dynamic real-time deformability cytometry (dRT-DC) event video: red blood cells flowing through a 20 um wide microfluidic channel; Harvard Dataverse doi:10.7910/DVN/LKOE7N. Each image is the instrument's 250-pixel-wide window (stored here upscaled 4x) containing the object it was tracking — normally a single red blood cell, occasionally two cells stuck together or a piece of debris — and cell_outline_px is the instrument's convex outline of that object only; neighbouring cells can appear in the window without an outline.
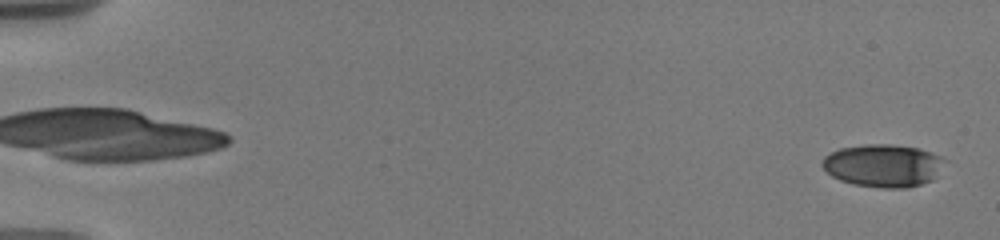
{"species": "human", "species_latin": "Homo sapiens", "temperature_condition": "warm", "stored_images_in_passage": 15, "camera_frame_rate_fps": 3000, "um_per_image_px": 0.085, "donor": {"sex": "male"}, "frame": {"image": 1, "passage_image": 1, "time_ms": 0.0, "image_size_px": [1000, 240], "cell_outline_px": [[948, 160], [932, 180], [908, 188], [880, 188], [852, 184], [840, 180], [832, 176], [820, 164], [824, 156], [840, 148], [864, 144], [892, 144], [920, 148], [940, 156]], "centroid_in_image_um": [75.08, 14.07], "position_along_channel_um": 9.9, "area_um2": 30.75}}
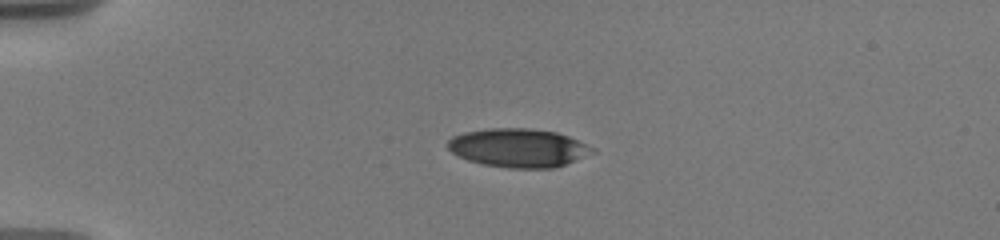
{"frame": {"image": 2, "passage_image": 9, "time_ms": 4.333, "image_size_px": [1000, 240], "cell_outline_px": [[596, 152], [564, 164], [552, 168], [508, 168], [484, 164], [468, 160], [456, 156], [448, 148], [448, 140], [452, 136], [464, 132], [488, 128], [528, 128], [556, 132], [568, 136], [596, 148]], "centroid_in_image_um": [44.05, 12.56], "position_along_channel_um": 41.0, "area_um2": 32.54}}
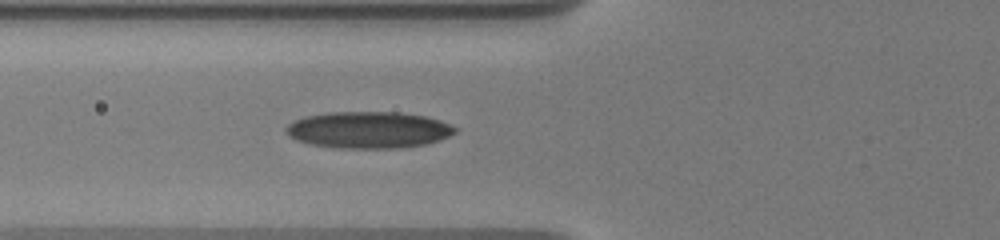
{"frame": {"image": 3, "passage_image": 15, "time_ms": 7.0, "image_size_px": [1000, 240], "cell_outline_px": [[460, 128], [456, 132], [448, 136], [424, 144], [392, 148], [340, 148], [312, 144], [296, 140], [284, 132], [284, 128], [292, 120], [304, 116], [328, 112], [400, 112], [424, 116], [440, 120], [452, 124]], "centroid_in_image_um": [31.3, 11.02], "position_along_channel_um": 94.5, "area_um2": 36.18}}